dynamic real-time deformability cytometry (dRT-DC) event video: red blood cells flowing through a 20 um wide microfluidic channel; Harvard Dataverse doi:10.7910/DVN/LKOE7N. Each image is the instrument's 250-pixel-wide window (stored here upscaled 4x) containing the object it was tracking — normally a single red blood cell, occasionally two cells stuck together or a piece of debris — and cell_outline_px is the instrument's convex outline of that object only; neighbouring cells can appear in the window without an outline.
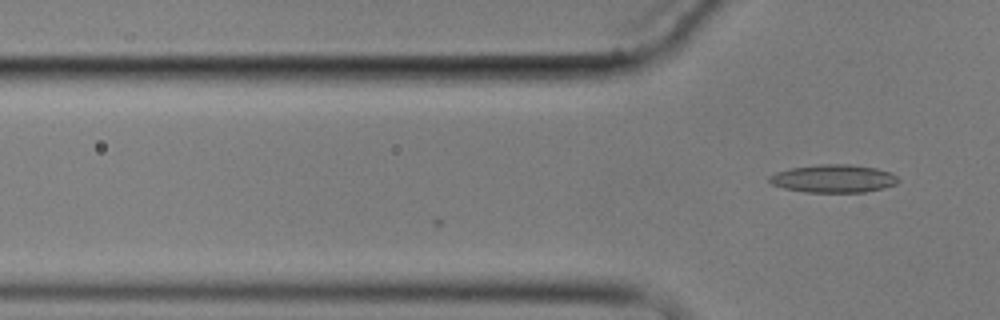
{"species": "common noctule bat (a hibernating species)", "species_latin": "Nyctalus noctula", "temperature_condition": "cold", "stored_images_in_passage": 5, "camera_frame_rate_fps": 3000, "um_per_image_px": 0.085, "animal": {"sex": "male", "body_mass_g": 17.9}, "frame": {"image": 1, "passage_image": 5, "time_ms": 4.667, "image_size_px": [1000, 320], "cell_outline_px": [[900, 180], [896, 184], [884, 188], [864, 192], [804, 192], [784, 188], [772, 184], [768, 180], [768, 176], [776, 172], [792, 168], [820, 164], [852, 164], [876, 168], [892, 172]], "centroid_in_image_um": [70.87, 15.18], "position_along_channel_um": 54.9, "area_um2": 21.1}}